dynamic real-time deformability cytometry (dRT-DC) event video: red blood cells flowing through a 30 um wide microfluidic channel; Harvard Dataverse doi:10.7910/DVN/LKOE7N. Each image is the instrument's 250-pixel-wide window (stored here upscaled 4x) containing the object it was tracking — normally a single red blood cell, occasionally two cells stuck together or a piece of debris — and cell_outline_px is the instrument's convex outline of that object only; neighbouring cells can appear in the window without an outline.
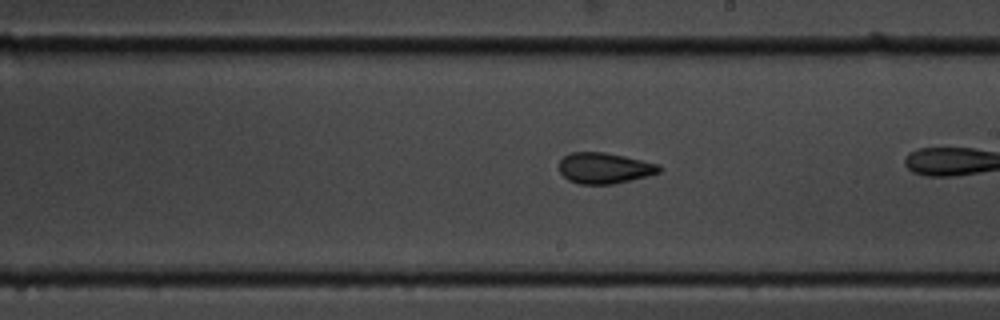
{"species": "common noctule bat (a hibernating species)", "species_latin": "Nyctalus noctula", "temperature_condition": "cold", "stored_images_in_passage": 28, "camera_frame_rate_fps": 3000, "um_per_image_px": 0.085, "animal": {"sex": "male", "body_mass_g": 19.5, "forearm_length_mm": 54.6}, "frame": {"image": 1, "passage_image": 16, "time_ms": 5.0, "image_size_px": [1000, 320], "cell_outline_px": [[664, 168], [660, 172], [648, 176], [632, 180], [612, 184], [580, 184], [568, 180], [560, 172], [560, 160], [564, 156], [572, 152], [604, 152], [624, 156], [660, 164]], "centroid_in_image_um": [51.42, 14.29], "position_along_channel_um": 237.6, "area_um2": 18.09}}